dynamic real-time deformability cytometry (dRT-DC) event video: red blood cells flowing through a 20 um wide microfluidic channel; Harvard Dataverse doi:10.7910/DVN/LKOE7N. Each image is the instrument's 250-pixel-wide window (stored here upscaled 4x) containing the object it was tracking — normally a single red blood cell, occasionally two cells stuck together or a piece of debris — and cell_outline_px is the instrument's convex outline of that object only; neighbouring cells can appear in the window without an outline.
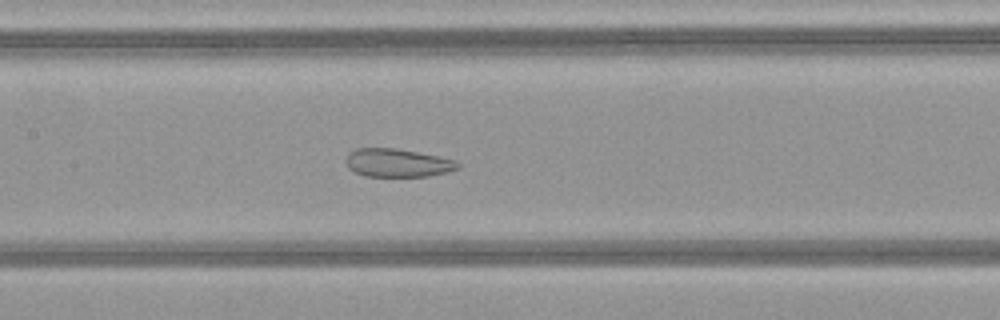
{"species": "common noctule bat (a hibernating species)", "species_latin": "Nyctalus noctula", "temperature_condition": "warm", "stored_images_in_passage": 39, "camera_frame_rate_fps": 3000, "um_per_image_px": 0.085, "animal": {"sex": "female", "body_mass_g": 21.9}, "frame": {"image": 1, "passage_image": 13, "time_ms": 4.0, "image_size_px": [1000, 320], "cell_outline_px": [[460, 168], [448, 172], [428, 176], [364, 176], [348, 168], [344, 160], [348, 152], [356, 148], [396, 148], [456, 160], [460, 164]], "centroid_in_image_um": [33.76, 13.84], "position_along_channel_um": 173.6, "area_um2": 18.5}}
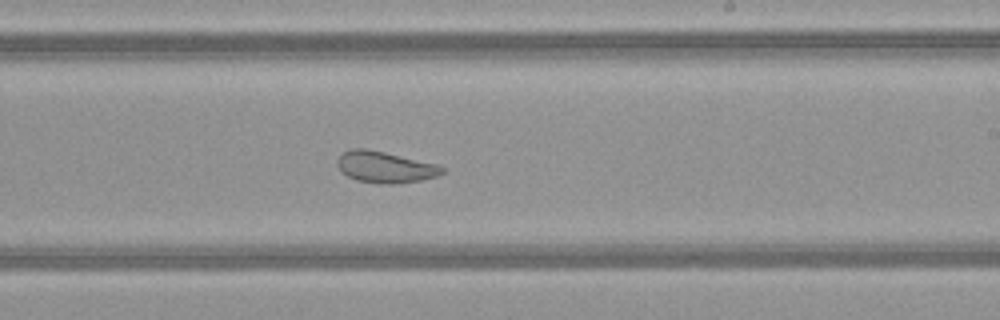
{"frame": {"image": 2, "passage_image": 19, "time_ms": 6.0, "image_size_px": [1000, 320], "cell_outline_px": [[444, 172], [436, 176], [420, 180], [392, 184], [380, 184], [356, 180], [348, 176], [336, 164], [336, 160], [344, 152], [352, 148], [364, 148], [384, 152], [436, 164], [444, 168]], "centroid_in_image_um": [32.71, 14.2], "position_along_channel_um": 256.3, "area_um2": 18.84}}
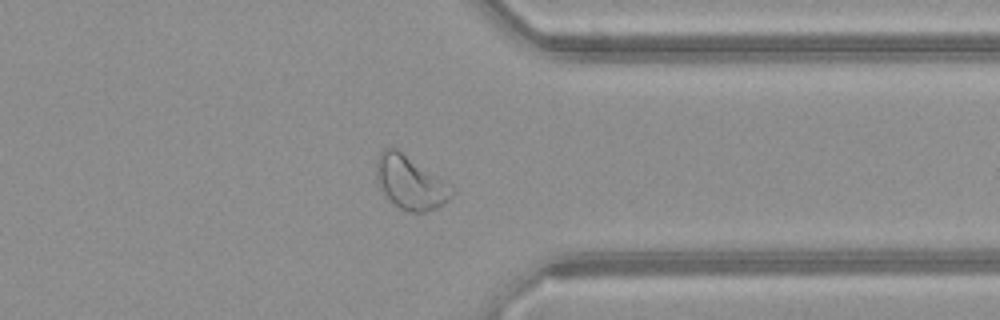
{"frame": {"image": 3, "passage_image": 28, "time_ms": 9.0, "image_size_px": [1000, 320], "cell_outline_px": [[456, 192], [444, 204], [436, 208], [424, 212], [412, 212], [400, 208], [384, 192], [376, 176], [376, 160], [380, 152], [384, 148], [396, 148], [456, 188]], "centroid_in_image_um": [34.92, 15.51], "position_along_channel_um": 376.5, "area_um2": 23.12}, "authors_computed_cell_mechanics": {"area_um2": 22.7154, "velocity_mm_per_s": 4.1507, "shape_relaxation_time_tau1_ms": null, "shape_relaxation_time_tau2_ms": 1.9359, "deformation_change_tau1": null, "deformation_change_tau2": 0.1023}}